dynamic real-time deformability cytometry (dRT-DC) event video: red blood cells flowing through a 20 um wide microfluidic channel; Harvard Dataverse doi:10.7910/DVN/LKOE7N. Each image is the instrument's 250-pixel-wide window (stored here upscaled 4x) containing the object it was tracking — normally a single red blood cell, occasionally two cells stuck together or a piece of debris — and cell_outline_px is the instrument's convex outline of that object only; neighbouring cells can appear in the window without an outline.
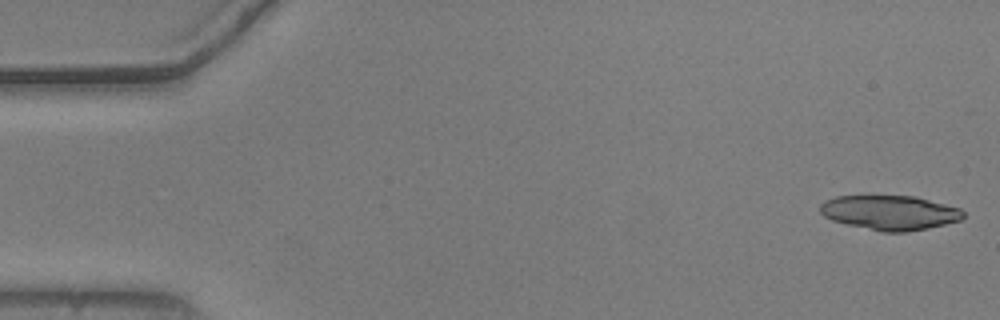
{"species": "common noctule bat (a hibernating species)", "species_latin": "Nyctalus noctula", "temperature_condition": "warm", "stored_images_in_passage": 53, "segment_of_instrument_passage": [1, 2], "camera_frame_rate_fps": 3000, "um_per_image_px": 0.085, "animal": {"sex": "male", "body_mass_g": 20.5, "forearm_length_mm": 52.5}, "frame": {"image": 1, "passage_image": 1, "time_ms": 0.0, "image_size_px": [1000, 320], "cell_outline_px": [[964, 216], [960, 220], [928, 228], [904, 232], [880, 232], [832, 220], [824, 216], [820, 212], [820, 204], [824, 200], [836, 196], [916, 196], [960, 208], [964, 212]], "centroid_in_image_um": [75.62, 18.07], "position_along_channel_um": 9.4, "area_um2": 28.78}}